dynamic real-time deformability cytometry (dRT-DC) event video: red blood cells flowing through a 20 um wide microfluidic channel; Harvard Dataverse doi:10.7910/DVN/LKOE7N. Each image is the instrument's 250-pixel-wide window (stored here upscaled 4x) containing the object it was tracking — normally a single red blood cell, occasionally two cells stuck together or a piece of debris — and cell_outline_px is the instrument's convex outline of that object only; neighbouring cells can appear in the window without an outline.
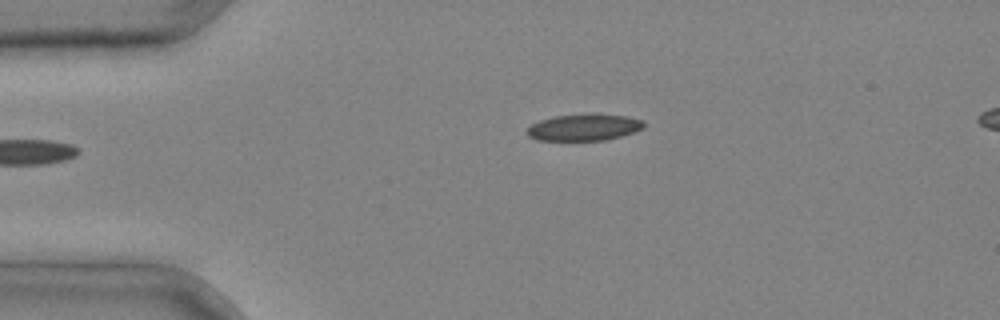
{"species": "common noctule bat (a hibernating species)", "species_latin": "Nyctalus noctula", "temperature_condition": "cold", "stored_images_in_passage": 3, "camera_frame_rate_fps": 3000, "um_per_image_px": 0.085, "animal": {"sex": "male", "body_mass_g": 20.4}, "frame": {"image": 1, "passage_image": 3, "time_ms": 0.667, "image_size_px": [1000, 320], "cell_outline_px": [[644, 128], [636, 132], [604, 140], [536, 140], [528, 136], [524, 132], [532, 124], [540, 120], [552, 116], [592, 112], [600, 112], [628, 116], [644, 120]], "centroid_in_image_um": [49.67, 10.79], "position_along_channel_um": 35.3, "area_um2": 18.79}}